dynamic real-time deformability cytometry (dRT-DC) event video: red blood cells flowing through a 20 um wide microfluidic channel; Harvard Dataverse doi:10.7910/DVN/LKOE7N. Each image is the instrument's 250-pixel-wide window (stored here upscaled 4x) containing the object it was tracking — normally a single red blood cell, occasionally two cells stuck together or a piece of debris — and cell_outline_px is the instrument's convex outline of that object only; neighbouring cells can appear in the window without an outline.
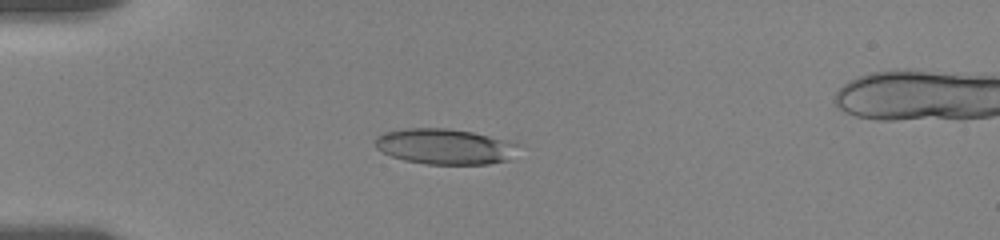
{"species": "human", "species_latin": "Homo sapiens", "temperature_condition": "room temperature", "stored_images_in_passage": 39, "camera_frame_rate_fps": 3000, "um_per_image_px": 0.085, "donor": {"sex": "female"}, "frame": {"image": 1, "passage_image": 14, "time_ms": 5.0, "image_size_px": [1000, 240], "cell_outline_px": [[524, 144], [508, 160], [488, 164], [424, 164], [404, 160], [392, 156], [376, 148], [376, 136], [384, 132], [404, 128], [448, 128], [472, 132]], "centroid_in_image_um": [37.85, 12.45], "position_along_channel_um": 47.1, "area_um2": 29.88}}
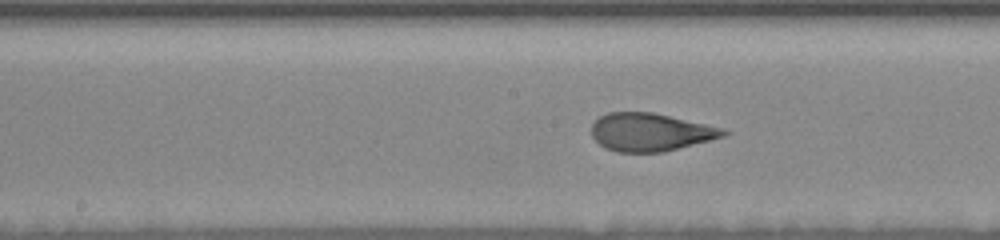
{"frame": {"image": 2, "passage_image": 28, "time_ms": 9.667, "image_size_px": [1000, 240], "cell_outline_px": [[732, 132], [724, 136], [664, 152], [616, 152], [604, 148], [592, 136], [592, 124], [600, 116], [608, 112], [652, 112], [724, 128]], "centroid_in_image_um": [55.28, 11.23], "position_along_channel_um": 192.9, "area_um2": 29.13}}
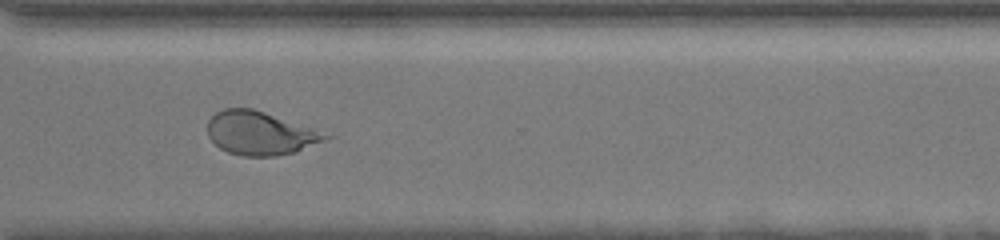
{"frame": {"image": 3, "passage_image": 38, "time_ms": 14.0, "image_size_px": [1000, 240], "cell_outline_px": [[336, 136], [296, 152], [276, 156], [244, 156], [228, 152], [220, 148], [208, 136], [208, 120], [216, 112], [224, 108], [252, 108]], "centroid_in_image_um": [22.13, 11.33], "position_along_channel_um": 348.5, "area_um2": 29.77}}